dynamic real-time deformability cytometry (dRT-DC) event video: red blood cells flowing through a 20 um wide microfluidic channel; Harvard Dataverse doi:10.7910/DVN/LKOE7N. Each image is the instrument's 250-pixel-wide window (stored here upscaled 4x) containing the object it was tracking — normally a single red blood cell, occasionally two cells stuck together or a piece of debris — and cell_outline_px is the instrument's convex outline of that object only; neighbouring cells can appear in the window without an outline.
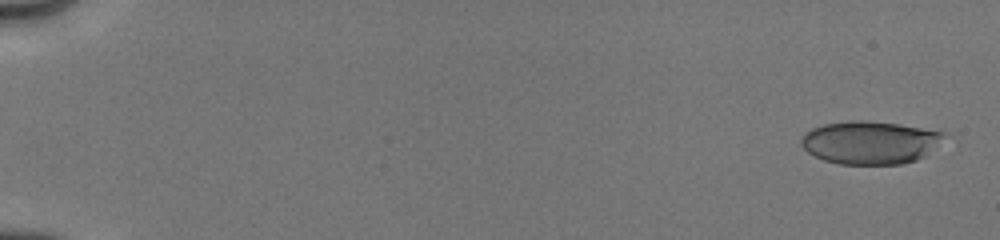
{"species": "human", "species_latin": "Homo sapiens", "temperature_condition": "cold", "stored_images_in_passage": 8, "camera_frame_rate_fps": 3000, "um_per_image_px": 0.085, "donor": {"sex": "male"}, "frame": {"image": 1, "passage_image": 1, "time_ms": 0.0, "image_size_px": [1000, 240], "cell_outline_px": [[952, 136], [924, 156], [916, 160], [900, 164], [836, 164], [824, 160], [808, 152], [800, 144], [800, 140], [804, 132], [812, 128], [824, 124], [848, 120], [864, 120], [900, 124], [948, 132]], "centroid_in_image_um": [74.02, 12.1], "position_along_channel_um": 11.0, "area_um2": 36.47}}
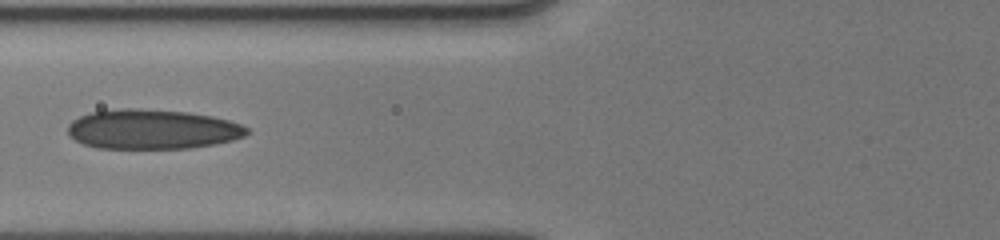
{"frame": {"image": 2, "passage_image": 7, "time_ms": 7.0, "image_size_px": [1000, 240], "cell_outline_px": [[248, 132], [244, 136], [232, 140], [212, 144], [188, 148], [96, 148], [84, 144], [68, 136], [68, 124], [72, 120], [80, 116], [92, 112], [124, 108], [136, 108], [188, 112], [212, 116], [228, 120], [240, 124], [248, 128]], "centroid_in_image_um": [12.91, 10.98], "position_along_channel_um": 112.9, "area_um2": 41.27}}
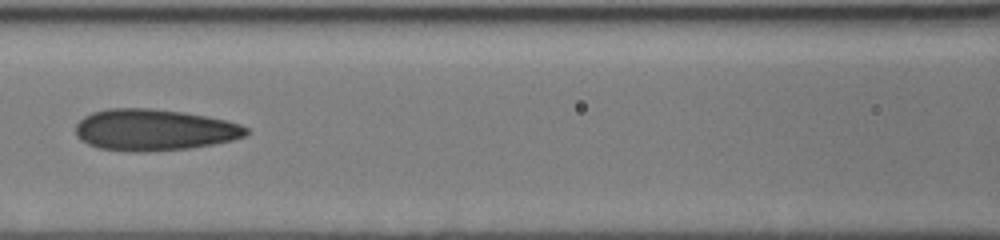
{"frame": {"image": 3, "passage_image": 8, "time_ms": 8.0, "image_size_px": [1000, 240], "cell_outline_px": [[248, 132], [244, 136], [232, 140], [212, 144], [188, 148], [144, 152], [132, 152], [100, 148], [88, 144], [80, 140], [76, 136], [76, 124], [84, 116], [92, 112], [108, 108], [152, 108], [184, 112], [224, 120], [240, 124], [248, 128]], "centroid_in_image_um": [13.06, 11.04], "position_along_channel_um": 153.5, "area_um2": 41.15}}